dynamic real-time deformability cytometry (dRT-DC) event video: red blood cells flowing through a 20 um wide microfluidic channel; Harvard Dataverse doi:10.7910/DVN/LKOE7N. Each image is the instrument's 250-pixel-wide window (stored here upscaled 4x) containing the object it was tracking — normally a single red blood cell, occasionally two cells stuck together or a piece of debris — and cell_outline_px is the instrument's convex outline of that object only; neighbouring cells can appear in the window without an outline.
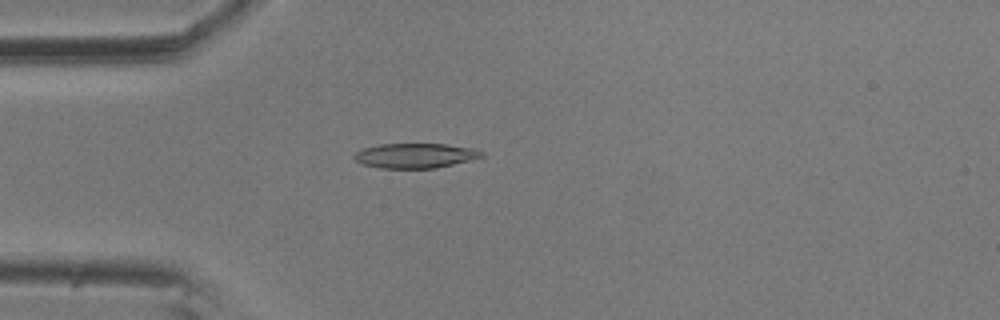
{"species": "common noctule bat (a hibernating species)", "species_latin": "Nyctalus noctula", "temperature_condition": "room temperature", "stored_images_in_passage": 8, "camera_frame_rate_fps": 3000, "um_per_image_px": 0.085, "animal": {"sex": "male", "body_mass_g": 20.5, "forearm_length_mm": 52.5}, "frame": {"image": 1, "passage_image": 4, "time_ms": 1.0, "image_size_px": [1000, 320], "cell_outline_px": [[484, 156], [436, 168], [380, 168], [364, 164], [356, 160], [352, 156], [356, 152], [364, 148], [380, 144], [444, 144], [476, 148], [484, 152]], "centroid_in_image_um": [35.31, 13.22], "position_along_channel_um": 49.7, "area_um2": 18.26}}
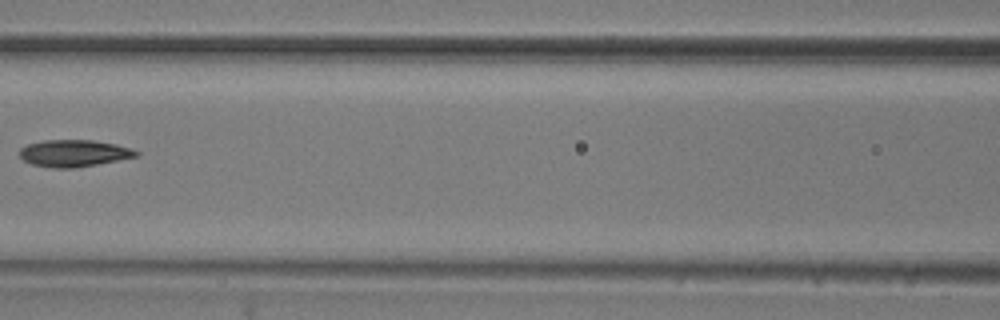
{"frame": {"image": 2, "passage_image": 7, "time_ms": 2.0, "image_size_px": [1000, 320], "cell_outline_px": [[140, 156], [96, 164], [72, 168], [52, 168], [32, 164], [24, 160], [20, 156], [20, 148], [28, 144], [44, 140], [92, 140], [116, 144], [140, 152]], "centroid_in_image_um": [6.28, 13.02], "position_along_channel_um": 160.3, "area_um2": 18.15}}
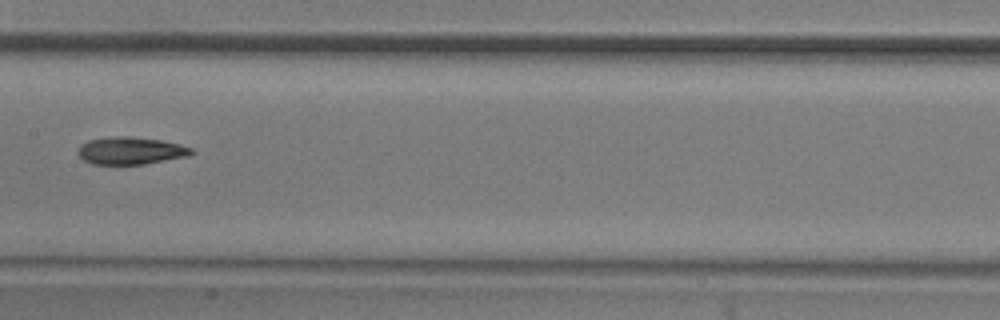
{"frame": {"image": 3, "passage_image": 8, "time_ms": 2.333, "image_size_px": [1000, 320], "cell_outline_px": [[196, 152], [188, 156], [144, 164], [92, 164], [84, 160], [80, 156], [80, 144], [88, 140], [116, 136], [132, 136], [160, 140], [180, 144], [192, 148]], "centroid_in_image_um": [11.15, 12.8], "position_along_channel_um": 196.3, "area_um2": 18.03}}